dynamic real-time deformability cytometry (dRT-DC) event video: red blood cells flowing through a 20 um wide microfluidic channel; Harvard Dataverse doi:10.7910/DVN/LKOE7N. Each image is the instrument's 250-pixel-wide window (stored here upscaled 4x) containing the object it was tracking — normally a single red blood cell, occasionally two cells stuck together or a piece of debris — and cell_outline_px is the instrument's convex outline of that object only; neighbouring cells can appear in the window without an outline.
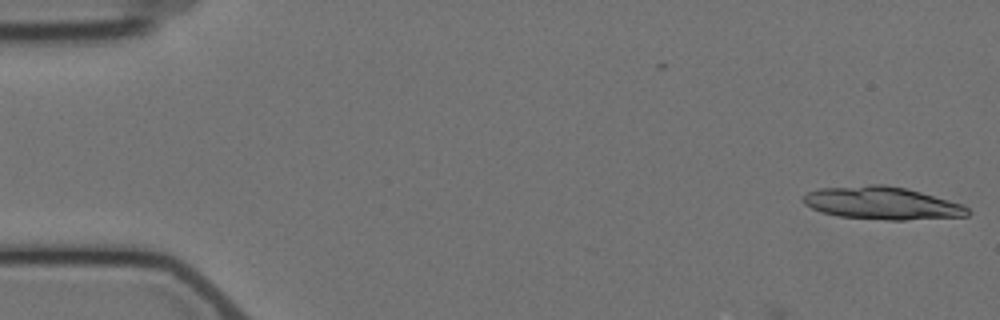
{"species": "Egyptian fruit bat (a non-hibernating species)", "species_latin": "Rousettus aegyptiacus", "temperature_condition": "cold", "stored_images_in_passage": 6, "camera_frame_rate_fps": 3000, "um_per_image_px": 0.085, "animal": {"sex": "female"}, "frame": {"image": 1, "passage_image": 1, "time_ms": 0.0, "image_size_px": [1000, 320], "cell_outline_px": [[972, 212], [968, 216], [904, 220], [888, 220], [840, 216], [824, 212], [812, 208], [804, 204], [800, 200], [800, 196], [816, 188], [868, 184], [884, 184], [904, 188], [920, 192], [964, 204]], "centroid_in_image_um": [74.96, 17.25], "position_along_channel_um": 10.0, "area_um2": 31.56}}